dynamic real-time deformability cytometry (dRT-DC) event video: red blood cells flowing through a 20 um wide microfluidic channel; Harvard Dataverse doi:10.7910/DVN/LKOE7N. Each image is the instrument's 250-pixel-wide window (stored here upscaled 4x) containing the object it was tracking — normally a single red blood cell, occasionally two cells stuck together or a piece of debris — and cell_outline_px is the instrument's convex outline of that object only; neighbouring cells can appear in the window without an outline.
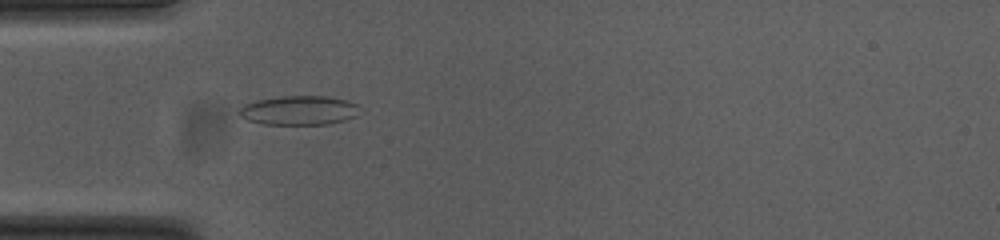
{"species": "common noctule bat (a hibernating species)", "species_latin": "Nyctalus noctula", "temperature_condition": "cold", "stored_images_in_passage": 40, "camera_frame_rate_fps": 3000, "um_per_image_px": 0.085, "animal": {"sex": "female", "body_mass_g": 23.0, "forearm_length_mm": 53.4}, "frame": {"image": 1, "passage_image": 2, "time_ms": 0.333, "image_size_px": [1000, 240], "cell_outline_px": [[356, 116], [344, 120], [328, 124], [264, 124], [248, 120], [240, 116], [240, 108], [244, 104], [256, 100], [284, 96], [324, 96], [348, 100], [356, 104]], "centroid_in_image_um": [25.39, 9.38], "position_along_channel_um": 59.6, "area_um2": 20.23}}
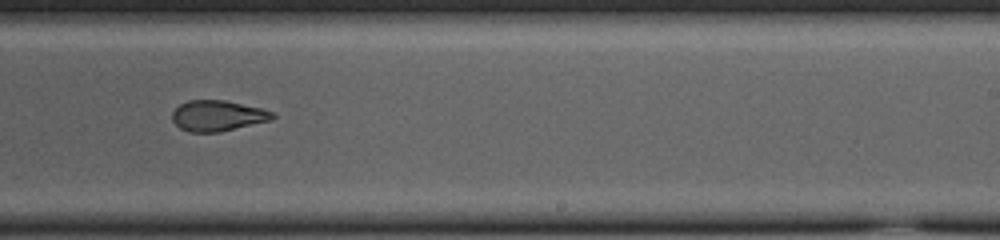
{"frame": {"image": 2, "passage_image": 19, "time_ms": 6.0, "image_size_px": [1000, 240], "cell_outline_px": [[276, 116], [272, 120], [220, 132], [188, 132], [180, 128], [172, 120], [172, 112], [180, 104], [188, 100], [224, 100], [260, 108], [276, 112]], "centroid_in_image_um": [18.52, 9.84], "position_along_channel_um": 270.5, "area_um2": 18.03}}
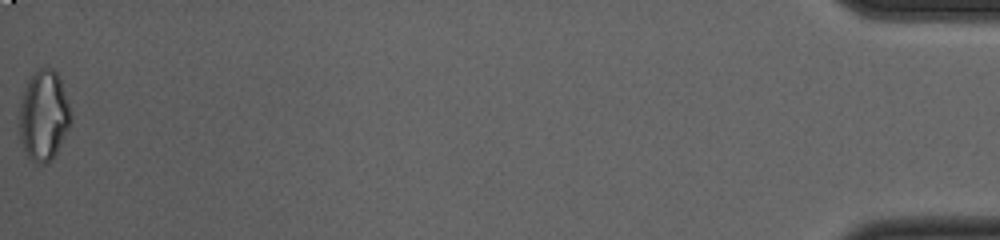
{"frame": {"image": 3, "passage_image": 40, "time_ms": 13.0, "image_size_px": [1000, 240], "cell_outline_px": [[72, 124], [52, 160], [44, 164], [40, 164], [32, 160], [24, 152], [20, 140], [20, 100], [28, 76], [40, 68], [52, 68], [60, 76], [68, 104], [72, 120]], "centroid_in_image_um": [3.71, 9.82], "position_along_channel_um": 431.5, "area_um2": 27.4}, "authors_computed_cell_mechanics": {"area_um2": 19.2763, "velocity_mm_per_s": 3.7624, "shape_relaxation_time_tau1_ms": null, "shape_relaxation_time_tau2_ms": 2.0149, "deformation_change_tau1": null, "deformation_change_tau2": 0.0816}}